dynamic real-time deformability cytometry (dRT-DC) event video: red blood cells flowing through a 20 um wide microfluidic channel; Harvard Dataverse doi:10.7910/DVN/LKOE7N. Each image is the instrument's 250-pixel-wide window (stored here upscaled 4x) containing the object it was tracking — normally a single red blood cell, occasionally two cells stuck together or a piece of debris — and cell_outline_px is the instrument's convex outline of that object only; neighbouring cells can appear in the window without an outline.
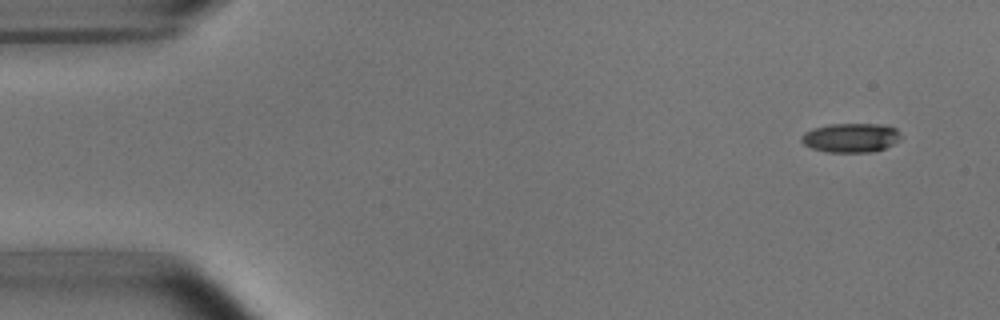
{"species": "common noctule bat (a hibernating species)", "species_latin": "Nyctalus noctula", "temperature_condition": "room temperature", "stored_images_in_passage": 5, "camera_frame_rate_fps": 3000, "um_per_image_px": 0.085, "animal": {"sex": "male", "body_mass_g": 15.6}, "frame": {"image": 1, "passage_image": 1, "time_ms": 0.0, "image_size_px": [1000, 320], "cell_outline_px": [[904, 136], [900, 140], [884, 148], [872, 152], [828, 152], [812, 148], [804, 144], [800, 140], [800, 136], [804, 132], [828, 124], [884, 124], [896, 128]], "centroid_in_image_um": [72.36, 11.7], "position_along_channel_um": 12.6, "area_um2": 17.05}}